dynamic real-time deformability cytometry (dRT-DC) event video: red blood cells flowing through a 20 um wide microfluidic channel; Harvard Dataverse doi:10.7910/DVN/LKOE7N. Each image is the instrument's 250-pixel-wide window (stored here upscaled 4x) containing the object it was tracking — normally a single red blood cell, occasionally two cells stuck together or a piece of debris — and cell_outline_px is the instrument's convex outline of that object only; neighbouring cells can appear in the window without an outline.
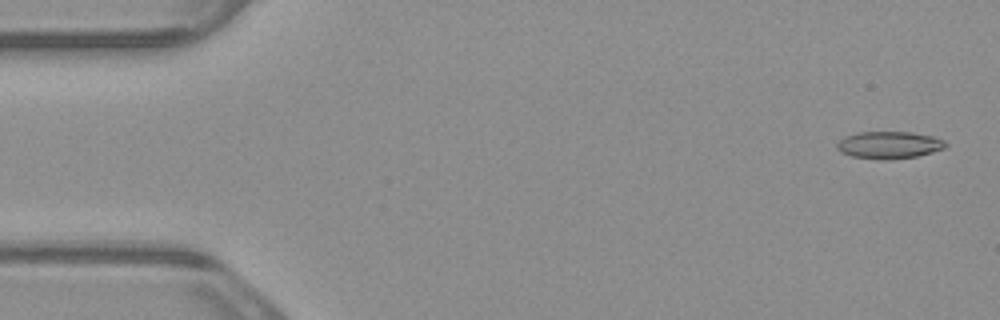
{"species": "common noctule bat (a hibernating species)", "species_latin": "Nyctalus noctula", "temperature_condition": "warm", "stored_images_in_passage": 7, "camera_frame_rate_fps": 3000, "um_per_image_px": 0.085, "animal": {"sex": "male", "body_mass_g": 23.1, "forearm_length_mm": 52.7}, "frame": {"image": 1, "passage_image": 1, "time_ms": 0.0, "image_size_px": [1000, 320], "cell_outline_px": [[948, 144], [944, 148], [932, 152], [916, 156], [888, 160], [880, 160], [852, 156], [840, 152], [836, 148], [836, 144], [844, 136], [856, 132], [912, 132], [932, 136], [944, 140]], "centroid_in_image_um": [75.54, 12.32], "position_along_channel_um": 9.5, "area_um2": 17.34}}
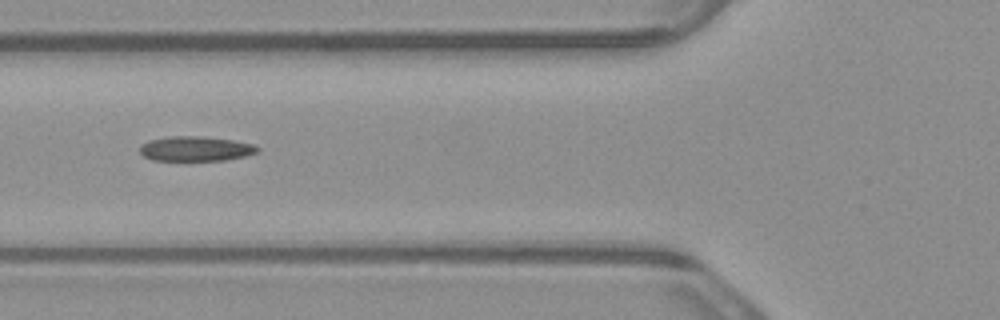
{"frame": {"image": 2, "passage_image": 5, "time_ms": 1.333, "image_size_px": [1000, 320], "cell_outline_px": [[260, 152], [244, 156], [224, 160], [152, 160], [144, 156], [140, 152], [140, 144], [148, 140], [172, 136], [200, 136], [232, 140], [252, 144], [260, 148]], "centroid_in_image_um": [16.62, 12.64], "position_along_channel_um": 109.2, "area_um2": 16.94}}
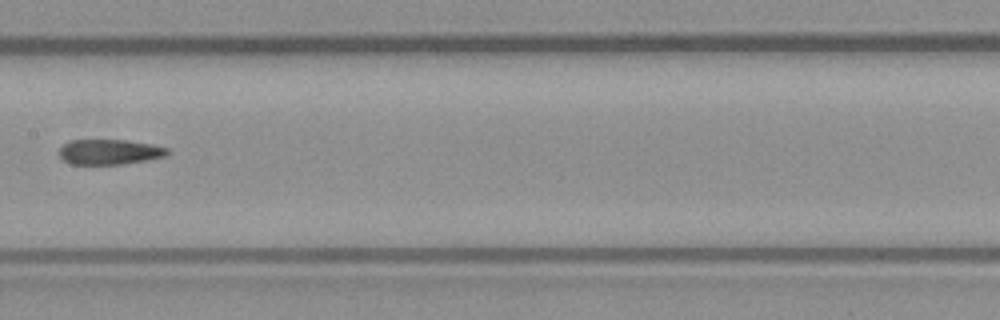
{"frame": {"image": 3, "passage_image": 7, "time_ms": 2.0, "image_size_px": [1000, 320], "cell_outline_px": [[168, 152], [164, 156], [148, 160], [120, 164], [72, 164], [64, 160], [60, 156], [60, 148], [68, 140], [128, 140], [152, 144], [168, 148]], "centroid_in_image_um": [9.31, 12.9], "position_along_channel_um": 198.1, "area_um2": 15.78}}